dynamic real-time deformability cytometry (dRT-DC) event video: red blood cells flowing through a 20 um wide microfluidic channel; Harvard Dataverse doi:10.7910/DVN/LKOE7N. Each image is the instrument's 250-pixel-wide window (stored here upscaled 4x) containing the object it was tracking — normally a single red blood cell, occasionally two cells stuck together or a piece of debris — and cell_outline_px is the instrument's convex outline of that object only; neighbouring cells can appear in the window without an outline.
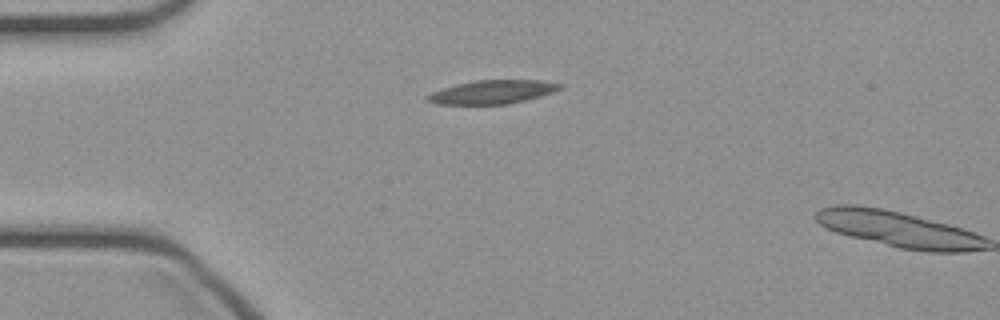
{"species": "common noctule bat (a hibernating species)", "species_latin": "Nyctalus noctula", "temperature_condition": "cold", "stored_images_in_passage": 2, "camera_frame_rate_fps": 3000, "um_per_image_px": 0.085, "animal": {"sex": "female", "body_mass_g": 21.9}, "frame": {"image": 1, "passage_image": 1, "time_ms": 0.0, "image_size_px": [1000, 320], "cell_outline_px": [[564, 88], [540, 96], [508, 104], [436, 104], [424, 100], [424, 96], [432, 92], [456, 84], [476, 80], [544, 80], [564, 84]], "centroid_in_image_um": [41.86, 7.81], "position_along_channel_um": 43.1, "area_um2": 18.32}}